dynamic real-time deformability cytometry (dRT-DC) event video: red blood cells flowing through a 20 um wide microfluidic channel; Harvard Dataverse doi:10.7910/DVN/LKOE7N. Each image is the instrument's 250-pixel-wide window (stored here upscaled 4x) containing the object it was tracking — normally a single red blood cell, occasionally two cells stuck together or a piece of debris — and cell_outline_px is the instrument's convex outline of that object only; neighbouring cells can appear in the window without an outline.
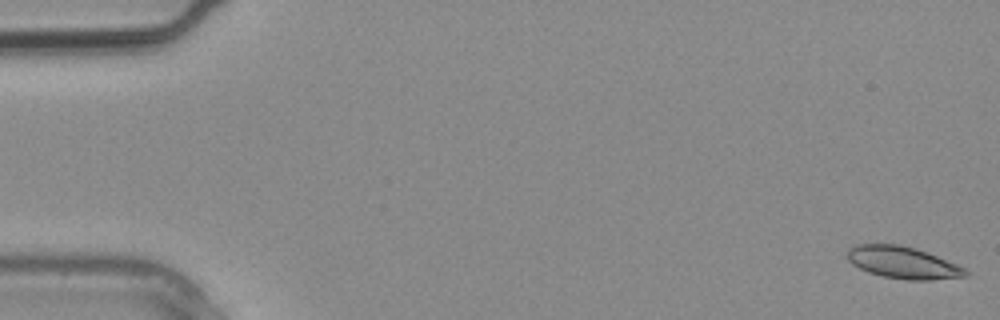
{"species": "common noctule bat (a hibernating species)", "species_latin": "Nyctalus noctula", "temperature_condition": "warm", "stored_images_in_passage": 2, "camera_frame_rate_fps": 3000, "um_per_image_px": 0.085, "animal": {"sex": "male", "body_mass_g": 20.4}, "frame": {"image": 1, "passage_image": 1, "time_ms": 0.0, "image_size_px": [1000, 320], "cell_outline_px": [[968, 276], [932, 280], [908, 280], [884, 276], [868, 272], [852, 264], [848, 260], [848, 248], [856, 244], [900, 244], [916, 248], [928, 252], [956, 264], [964, 268], [968, 272]], "centroid_in_image_um": [76.75, 22.31], "position_along_channel_um": 8.3, "area_um2": 22.02}}